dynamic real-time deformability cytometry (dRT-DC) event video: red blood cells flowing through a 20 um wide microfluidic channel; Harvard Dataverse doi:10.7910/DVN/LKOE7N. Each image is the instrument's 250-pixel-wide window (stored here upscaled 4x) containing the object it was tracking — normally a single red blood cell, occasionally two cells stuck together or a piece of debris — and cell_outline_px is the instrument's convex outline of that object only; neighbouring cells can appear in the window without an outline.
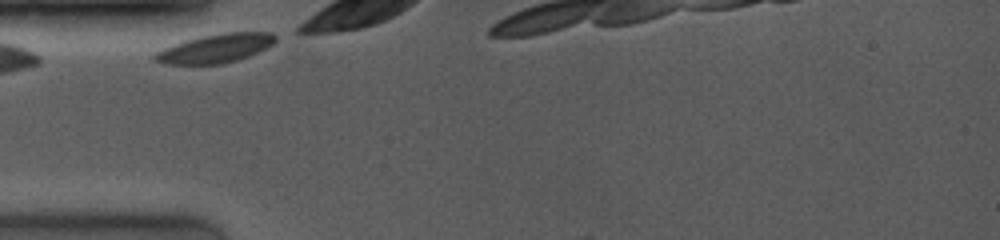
{"species": "common noctule bat (a hibernating species)", "species_latin": "Nyctalus noctula", "temperature_condition": "room temperature", "stored_images_in_passage": 4, "camera_frame_rate_fps": 4000, "um_per_image_px": 0.085, "animal": {"sex": "female", "body_mass_g": 19.0, "forearm_length_mm": 53.3}, "frame": {"image": 1, "passage_image": 1, "time_ms": 0.0, "image_size_px": [1000, 240], "cell_outline_px": [[276, 40], [272, 44], [248, 56], [224, 64], [164, 64], [152, 60], [152, 56], [156, 52], [164, 48], [188, 40], [204, 36], [224, 32], [272, 32], [276, 36]], "centroid_in_image_um": [18.3, 4.12], "position_along_channel_um": 66.7, "area_um2": 19.94}}